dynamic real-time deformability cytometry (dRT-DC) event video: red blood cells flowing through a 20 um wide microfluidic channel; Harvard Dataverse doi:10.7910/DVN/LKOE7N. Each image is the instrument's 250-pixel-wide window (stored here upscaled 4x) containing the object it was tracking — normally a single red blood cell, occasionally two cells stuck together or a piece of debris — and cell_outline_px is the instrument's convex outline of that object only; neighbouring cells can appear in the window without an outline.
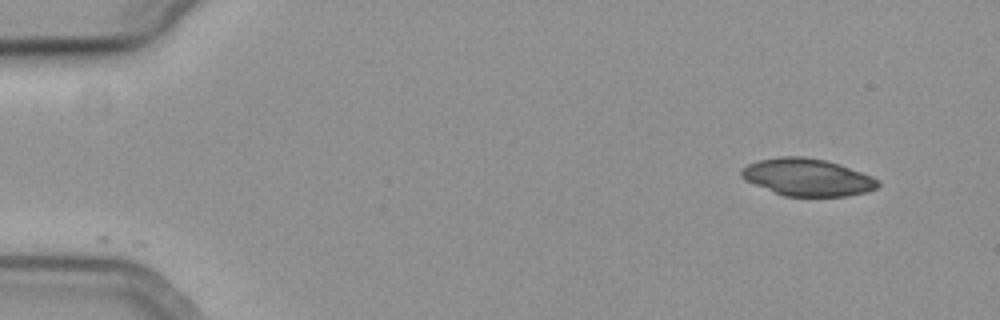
{"species": "common noctule bat (a hibernating species)", "species_latin": "Nyctalus noctula", "temperature_condition": "cold", "stored_images_in_passage": 38, "camera_frame_rate_fps": 3000, "um_per_image_px": 0.085, "animal": {"sex": "female", "body_mass_g": 19.3, "forearm_length_mm": 54.1}, "frame": {"image": 1, "passage_image": 1, "time_ms": 0.0, "image_size_px": [1000, 320], "cell_outline_px": [[880, 184], [876, 188], [868, 192], [848, 196], [784, 196], [744, 180], [740, 176], [740, 168], [748, 164], [760, 160], [780, 156], [804, 156], [824, 160], [840, 164], [872, 176], [880, 180]], "centroid_in_image_um": [68.63, 15.06], "position_along_channel_um": 16.4, "area_um2": 29.82}}
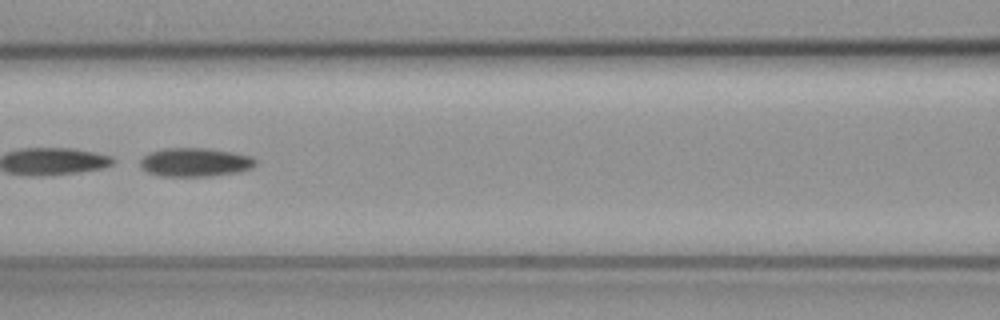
{"frame": {"image": 2, "passage_image": 22, "time_ms": 7.0, "image_size_px": [1000, 320], "cell_outline_px": [[256, 164], [252, 168], [236, 172], [208, 176], [160, 176], [148, 172], [140, 168], [140, 160], [148, 152], [164, 148], [208, 148], [232, 152], [252, 156], [256, 160]], "centroid_in_image_um": [16.56, 13.78], "position_along_channel_um": 150.0, "area_um2": 19.36}}